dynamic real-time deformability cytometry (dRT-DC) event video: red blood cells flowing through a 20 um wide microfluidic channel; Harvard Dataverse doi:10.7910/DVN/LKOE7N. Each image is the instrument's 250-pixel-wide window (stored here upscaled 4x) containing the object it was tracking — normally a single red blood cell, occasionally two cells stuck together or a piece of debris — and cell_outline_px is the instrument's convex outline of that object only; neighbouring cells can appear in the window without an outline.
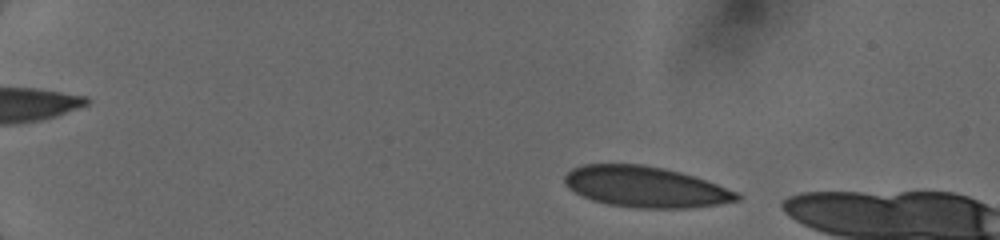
{"species": "human", "species_latin": "Homo sapiens", "temperature_condition": "cold", "stored_images_in_passage": 4, "camera_frame_rate_fps": 3000, "um_per_image_px": 0.085, "donor": {"sex": "female"}, "frame": {"image": 1, "passage_image": 1, "time_ms": 0.0, "image_size_px": [1000, 240], "cell_outline_px": [[744, 196], [740, 200], [720, 204], [688, 208], [636, 208], [608, 204], [592, 200], [568, 188], [564, 184], [564, 176], [572, 168], [584, 164], [644, 164], [664, 168], [680, 172], [740, 192]], "centroid_in_image_um": [54.88, 15.89], "position_along_channel_um": 30.1, "area_um2": 41.15}}